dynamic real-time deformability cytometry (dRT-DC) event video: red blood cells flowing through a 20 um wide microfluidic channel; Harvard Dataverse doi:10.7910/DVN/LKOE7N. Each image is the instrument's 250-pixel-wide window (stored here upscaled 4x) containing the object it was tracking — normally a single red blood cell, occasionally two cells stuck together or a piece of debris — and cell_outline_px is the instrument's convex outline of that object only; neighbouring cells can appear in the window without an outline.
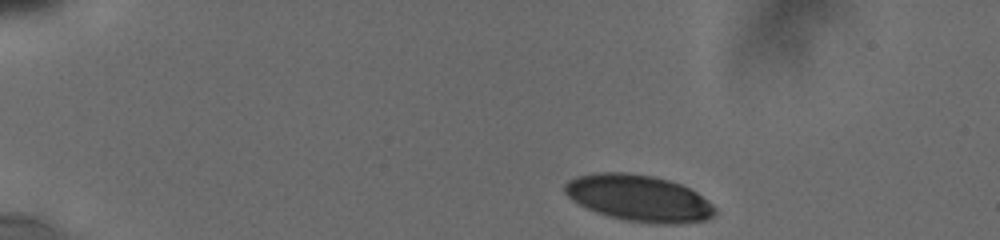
{"species": "human", "species_latin": "Homo sapiens", "temperature_condition": "cold", "stored_images_in_passage": 29, "camera_frame_rate_fps": 3000, "um_per_image_px": 0.085, "donor": {"sex": "male"}, "frame": {"image": 1, "passage_image": 1, "time_ms": 0.0, "image_size_px": [1000, 240], "cell_outline_px": [[716, 212], [712, 216], [704, 220], [680, 224], [652, 224], [624, 220], [608, 216], [596, 212], [572, 200], [564, 192], [564, 184], [568, 180], [576, 176], [600, 172], [628, 172], [652, 176], [668, 180], [680, 184], [696, 192], [712, 204], [716, 208]], "centroid_in_image_um": [54.29, 16.85], "position_along_channel_um": 30.7, "area_um2": 40.69}}
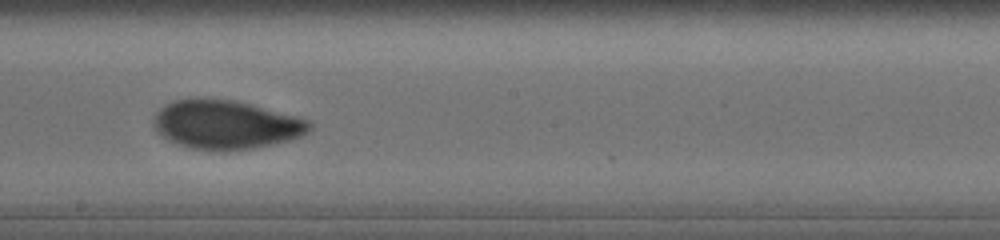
{"frame": {"image": 2, "passage_image": 13, "time_ms": 7.667, "image_size_px": [1000, 240], "cell_outline_px": [[312, 128], [304, 136], [292, 140], [252, 148], [224, 152], [192, 148], [176, 144], [168, 140], [152, 124], [156, 112], [160, 108], [176, 100], [232, 100], [248, 104], [308, 120], [312, 124]], "centroid_in_image_um": [19.22, 10.64], "position_along_channel_um": 229.0, "area_um2": 43.64}}
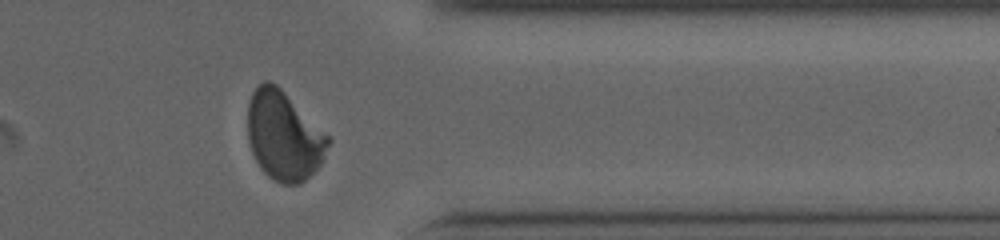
{"frame": {"image": 3, "passage_image": 23, "time_ms": 12.0, "image_size_px": [1000, 240], "cell_outline_px": [[332, 140], [320, 164], [300, 184], [280, 184], [272, 180], [260, 168], [252, 152], [248, 140], [248, 100], [252, 92], [264, 80], [268, 80], [276, 84]], "centroid_in_image_um": [24.1, 11.56], "position_along_channel_um": 387.3, "area_um2": 41.38}, "authors_computed_cell_mechanics": {"area_um2": 42.3674, "velocity_mm_per_s": 3.7834, "shape_relaxation_time_tau1_ms": 5.1932, "shape_relaxation_time_tau2_ms": null, "deformation_change_tau1": 0.147, "deformation_change_tau2": null}}